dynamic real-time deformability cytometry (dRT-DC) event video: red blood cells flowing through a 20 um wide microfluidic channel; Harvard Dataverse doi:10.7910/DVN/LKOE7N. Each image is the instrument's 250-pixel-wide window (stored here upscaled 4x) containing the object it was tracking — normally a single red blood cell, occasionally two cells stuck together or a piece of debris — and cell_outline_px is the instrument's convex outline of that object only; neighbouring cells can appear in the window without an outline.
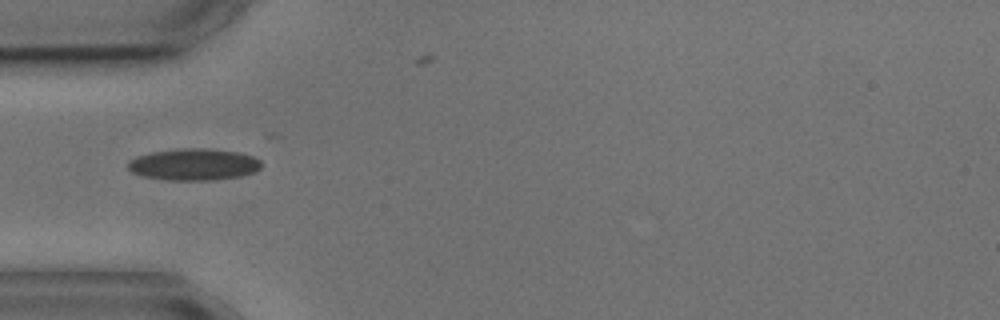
{"species": "common noctule bat (a hibernating species)", "species_latin": "Nyctalus noctula", "temperature_condition": "cold", "stored_images_in_passage": 1, "camera_frame_rate_fps": 3000, "um_per_image_px": 0.085, "animal": {"sex": "male", "body_mass_g": 17.9, "forearm_length_mm": 54.2}, "frame": {"image": 1, "passage_image": 1, "time_ms": 0.0, "image_size_px": [1000, 320], "cell_outline_px": [[264, 164], [256, 172], [240, 176], [212, 180], [172, 180], [144, 176], [132, 172], [128, 168], [128, 160], [136, 156], [152, 152], [180, 148], [208, 148], [240, 152], [252, 156], [260, 160]], "centroid_in_image_um": [16.51, 13.96], "position_along_channel_um": 68.5, "area_um2": 24.8}}